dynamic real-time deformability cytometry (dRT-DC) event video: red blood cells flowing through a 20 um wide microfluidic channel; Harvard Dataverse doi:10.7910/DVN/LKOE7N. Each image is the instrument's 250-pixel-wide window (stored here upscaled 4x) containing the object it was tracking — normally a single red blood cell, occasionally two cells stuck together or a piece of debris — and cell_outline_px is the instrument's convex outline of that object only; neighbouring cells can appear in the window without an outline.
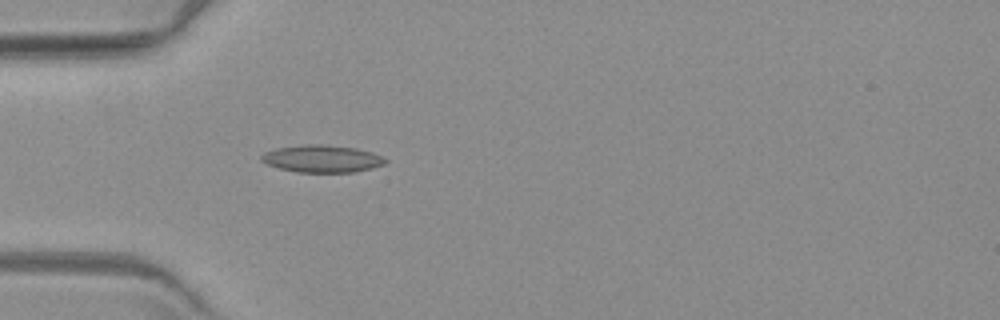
{"species": "common noctule bat (a hibernating species)", "species_latin": "Nyctalus noctula", "temperature_condition": "warm", "stored_images_in_passage": 6, "camera_frame_rate_fps": 3000, "um_per_image_px": 0.085, "animal": {"sex": "female", "body_mass_g": 19.3, "forearm_length_mm": 54.1}, "frame": {"image": 1, "passage_image": 6, "time_ms": 7.0, "image_size_px": [1000, 320], "cell_outline_px": [[388, 160], [384, 164], [372, 168], [356, 172], [296, 172], [280, 168], [268, 164], [260, 160], [260, 156], [264, 152], [276, 148], [300, 144], [328, 144], [356, 148], [372, 152]], "centroid_in_image_um": [27.36, 13.48], "position_along_channel_um": 57.6, "area_um2": 19.88}}